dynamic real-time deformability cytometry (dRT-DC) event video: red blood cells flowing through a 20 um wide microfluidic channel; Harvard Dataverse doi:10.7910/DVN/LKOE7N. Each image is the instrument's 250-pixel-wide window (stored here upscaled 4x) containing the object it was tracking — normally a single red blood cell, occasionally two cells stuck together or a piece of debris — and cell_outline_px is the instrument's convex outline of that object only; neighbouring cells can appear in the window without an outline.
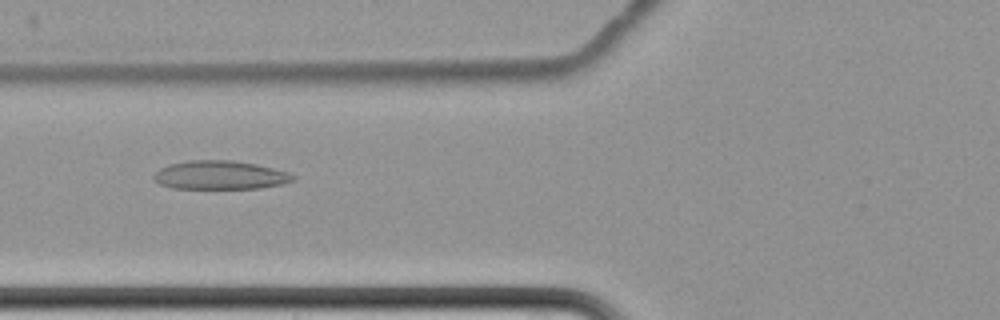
{"species": "common noctule bat (a hibernating species)", "species_latin": "Nyctalus noctula", "temperature_condition": "cold", "stored_images_in_passage": 9, "camera_frame_rate_fps": 3000, "um_per_image_px": 0.085, "animal": {"sex": "female", "body_mass_g": 22.7, "forearm_length_mm": 54.2}, "frame": {"image": 1, "passage_image": 7, "time_ms": 7.333, "image_size_px": [1000, 320], "cell_outline_px": [[296, 180], [284, 184], [260, 188], [172, 188], [160, 184], [152, 180], [152, 176], [160, 168], [168, 164], [188, 160], [232, 160], [256, 164], [288, 172], [296, 176]], "centroid_in_image_um": [18.7, 14.88], "position_along_channel_um": 107.1, "area_um2": 23.41}}
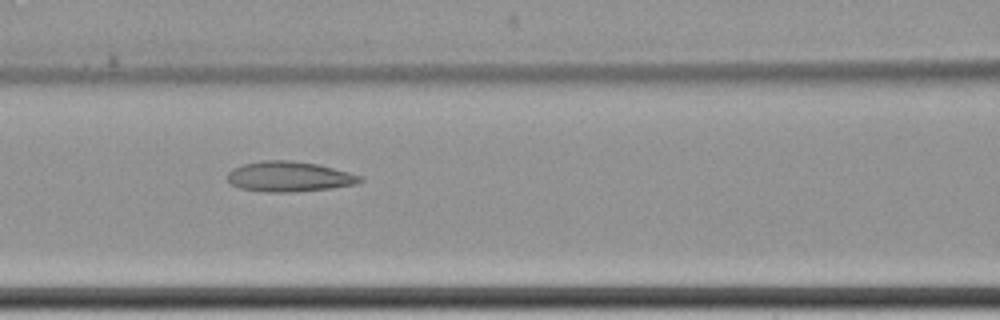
{"frame": {"image": 2, "passage_image": 8, "time_ms": 8.333, "image_size_px": [1000, 320], "cell_outline_px": [[364, 180], [356, 184], [332, 188], [296, 192], [264, 192], [240, 188], [232, 184], [228, 180], [228, 172], [232, 168], [244, 164], [264, 160], [292, 160], [316, 164], [364, 176]], "centroid_in_image_um": [24.6, 15.02], "position_along_channel_um": 142.0, "area_um2": 23.41}}
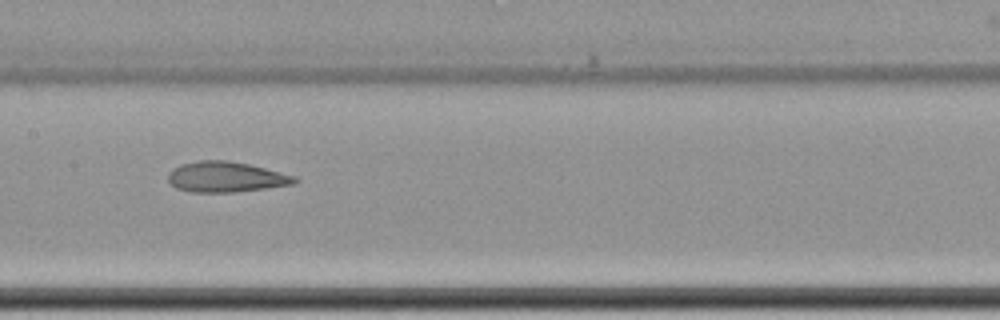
{"frame": {"image": 3, "passage_image": 9, "time_ms": 9.667, "image_size_px": [1000, 320], "cell_outline_px": [[300, 180], [292, 184], [236, 192], [192, 192], [176, 188], [168, 180], [168, 172], [172, 168], [180, 164], [200, 160], [228, 160], [248, 164], [296, 176]], "centroid_in_image_um": [19.17, 15.03], "position_along_channel_um": 188.2, "area_um2": 22.43}}